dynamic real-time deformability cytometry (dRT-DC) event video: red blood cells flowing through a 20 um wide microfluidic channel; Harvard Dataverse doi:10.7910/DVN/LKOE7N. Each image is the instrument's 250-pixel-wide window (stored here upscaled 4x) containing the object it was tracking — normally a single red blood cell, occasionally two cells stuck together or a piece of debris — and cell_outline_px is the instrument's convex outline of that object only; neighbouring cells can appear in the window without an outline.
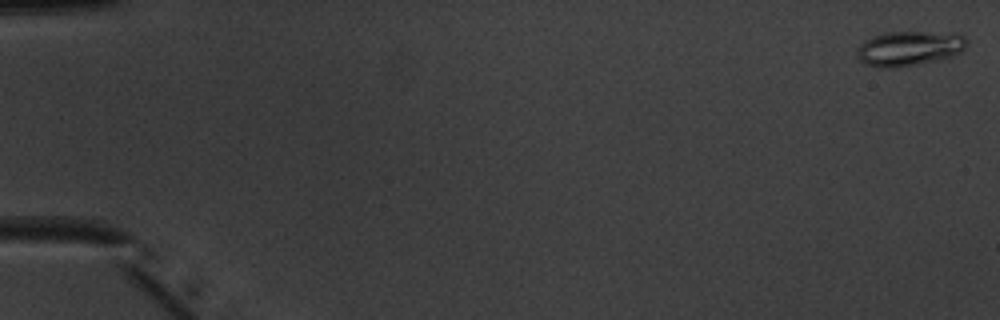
{"species": "common noctule bat (a hibernating species)", "species_latin": "Nyctalus noctula", "temperature_condition": "warm", "stored_images_in_passage": 52, "camera_frame_rate_fps": 3000, "um_per_image_px": 0.085, "animal": {"sex": "male", "body_mass_g": 20.1, "forearm_length_mm": 53.5}, "frame": {"image": 1, "passage_image": 1, "time_ms": 0.0, "image_size_px": [1000, 320], "cell_outline_px": [[968, 44], [960, 52], [952, 56], [936, 60], [896, 68], [880, 68], [864, 64], [856, 56], [856, 52], [860, 44], [864, 40], [872, 36], [888, 32], [960, 32], [968, 40]], "centroid_in_image_um": [77.29, 4.1], "position_along_channel_um": 7.7, "area_um2": 22.6}}
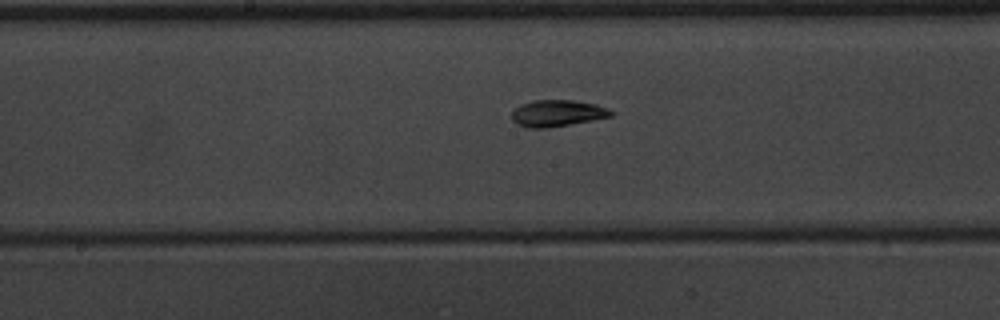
{"frame": {"image": 2, "passage_image": 28, "time_ms": 9.0, "image_size_px": [1000, 320], "cell_outline_px": [[612, 116], [592, 120], [548, 128], [528, 128], [516, 124], [512, 120], [512, 108], [520, 104], [532, 100], [576, 100], [596, 104], [608, 108], [612, 112]], "centroid_in_image_um": [47.32, 9.62], "position_along_channel_um": 200.9, "area_um2": 15.55}}
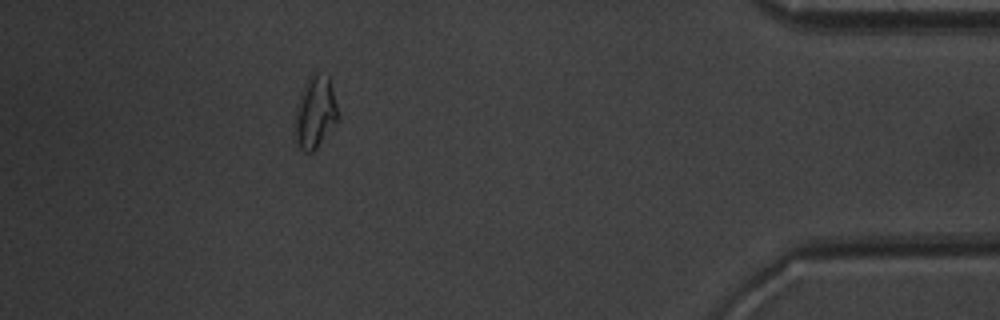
{"frame": {"image": 3, "passage_image": 47, "time_ms": 15.333, "image_size_px": [1000, 320], "cell_outline_px": [[340, 116], [316, 148], [312, 152], [304, 152], [300, 148], [292, 132], [292, 128], [300, 96], [304, 84], [308, 76], [312, 72], [316, 72], [328, 76], [332, 88]], "centroid_in_image_um": [26.76, 9.54], "position_along_channel_um": 408.4, "area_um2": 18.15}, "authors_computed_cell_mechanics": {"area_um2": 15.7505, "velocity_mm_per_s": 3.9911, "shape_relaxation_time_tau1_ms": 6.9275, "shape_relaxation_time_tau2_ms": 5.7115, "deformation_change_tau1": 0.2075, "deformation_change_tau2": 0.0909}}